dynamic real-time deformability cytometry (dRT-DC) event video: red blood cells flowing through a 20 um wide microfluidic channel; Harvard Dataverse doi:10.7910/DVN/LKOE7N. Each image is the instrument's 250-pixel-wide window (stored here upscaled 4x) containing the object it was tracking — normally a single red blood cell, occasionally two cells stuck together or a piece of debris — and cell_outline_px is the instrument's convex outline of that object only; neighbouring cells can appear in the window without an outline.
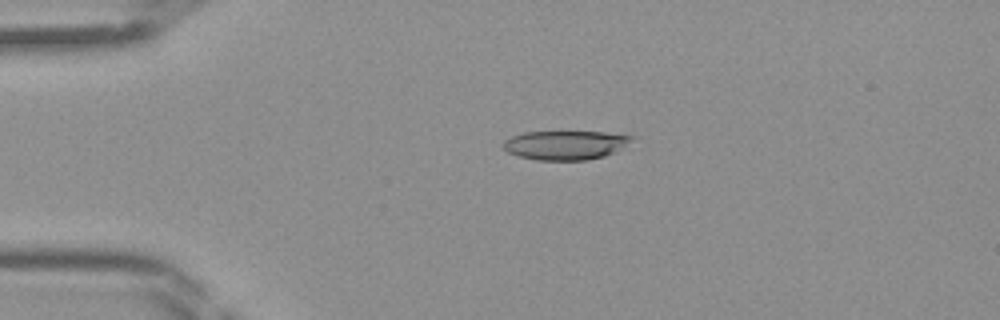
{"species": "Egyptian fruit bat (a non-hibernating species)", "species_latin": "Rousettus aegyptiacus", "temperature_condition": "room temperature", "stored_images_in_passage": 44, "camera_frame_rate_fps": 3000, "um_per_image_px": 0.085, "frame": {"image": 1, "passage_image": 10, "time_ms": 3.0, "image_size_px": [1000, 320], "cell_outline_px": [[640, 136], [616, 152], [604, 156], [588, 160], [536, 160], [516, 156], [508, 152], [500, 144], [504, 140], [512, 136], [524, 132], [604, 132]], "centroid_in_image_um": [48.09, 12.33], "position_along_channel_um": 36.9, "area_um2": 22.14}}
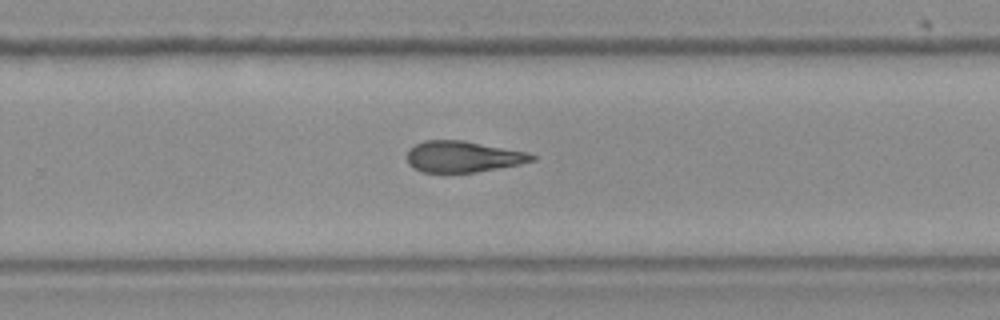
{"frame": {"image": 2, "passage_image": 29, "time_ms": 9.333, "image_size_px": [1000, 320], "cell_outline_px": [[536, 160], [520, 164], [476, 172], [420, 172], [412, 168], [408, 164], [408, 148], [424, 140], [464, 140], [528, 152], [536, 156]], "centroid_in_image_um": [39.35, 13.31], "position_along_channel_um": 290.5, "area_um2": 22.83}}
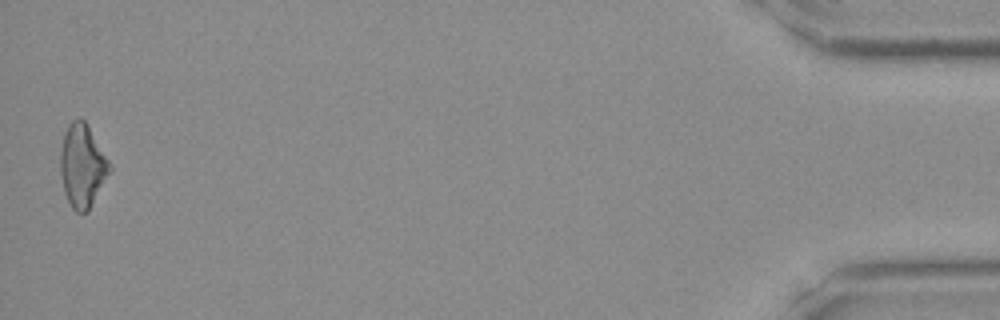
{"frame": {"image": 3, "passage_image": 44, "time_ms": 14.333, "image_size_px": [1000, 320], "cell_outline_px": [[112, 168], [88, 212], [76, 212], [72, 208], [64, 192], [60, 176], [60, 152], [64, 132], [68, 124], [72, 120], [80, 116], [84, 120], [108, 160]], "centroid_in_image_um": [6.97, 14.09], "position_along_channel_um": 428.2, "area_um2": 23.7}}